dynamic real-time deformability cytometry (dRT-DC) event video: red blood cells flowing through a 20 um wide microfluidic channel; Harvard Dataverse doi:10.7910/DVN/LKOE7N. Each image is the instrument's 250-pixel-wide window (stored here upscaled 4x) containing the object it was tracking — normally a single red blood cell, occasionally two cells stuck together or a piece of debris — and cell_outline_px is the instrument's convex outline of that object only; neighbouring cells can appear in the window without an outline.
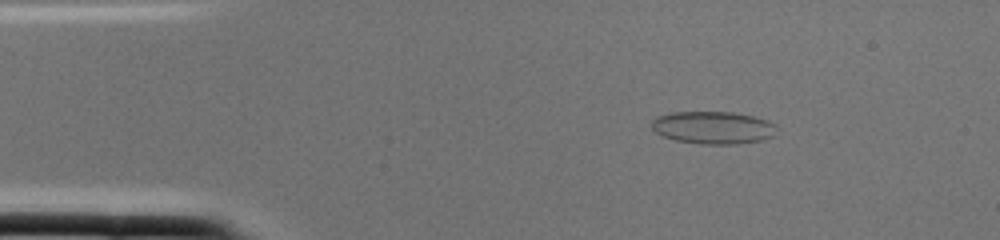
{"species": "common noctule bat (a hibernating species)", "species_latin": "Nyctalus noctula", "temperature_condition": "cold", "stored_images_in_passage": 1, "camera_frame_rate_fps": 3000, "um_per_image_px": 0.085, "animal": {"sex": "female", "body_mass_g": 22.0, "forearm_length_mm": 56.7}, "frame": {"image": 1, "passage_image": 1, "time_ms": 0.0, "image_size_px": [1000, 240], "cell_outline_px": [[776, 124], [772, 136], [760, 140], [736, 144], [700, 144], [676, 140], [660, 136], [652, 128], [652, 120], [656, 116], [672, 112], [732, 112], [752, 116], [768, 120]], "centroid_in_image_um": [60.57, 10.84], "position_along_channel_um": 24.4, "area_um2": 23.7}}